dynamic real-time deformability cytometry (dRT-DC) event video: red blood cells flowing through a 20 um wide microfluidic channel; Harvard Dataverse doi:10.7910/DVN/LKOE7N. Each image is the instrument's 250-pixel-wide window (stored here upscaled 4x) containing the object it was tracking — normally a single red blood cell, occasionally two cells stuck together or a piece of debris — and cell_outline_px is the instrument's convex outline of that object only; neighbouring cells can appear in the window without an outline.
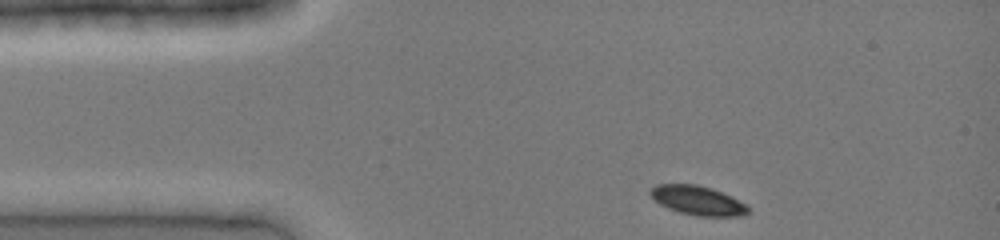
{"species": "common noctule bat (a hibernating species)", "species_latin": "Nyctalus noctula", "temperature_condition": "cold", "stored_images_in_passage": 32, "camera_frame_rate_fps": 3000, "um_per_image_px": 0.085, "animal": {"sex": "female", "body_mass_g": 19.0, "forearm_length_mm": 51.5}, "frame": {"image": 1, "passage_image": 1, "time_ms": 0.0, "image_size_px": [1000, 240], "cell_outline_px": [[748, 212], [744, 216], [696, 216], [680, 212], [668, 208], [660, 204], [648, 192], [656, 184], [696, 184], [712, 188], [748, 204]], "centroid_in_image_um": [59.33, 17.04], "position_along_channel_um": 25.7, "area_um2": 16.59}}
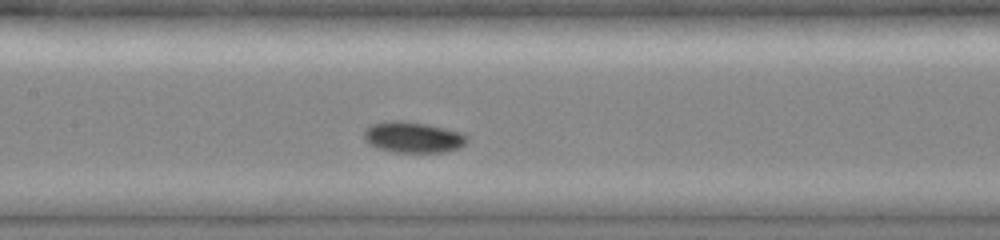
{"frame": {"image": 2, "passage_image": 14, "time_ms": 4.333, "image_size_px": [1000, 240], "cell_outline_px": [[468, 140], [460, 148], [444, 152], [396, 152], [380, 148], [368, 144], [364, 140], [364, 132], [372, 124], [384, 120], [400, 120], [424, 124], [464, 132], [468, 136]], "centroid_in_image_um": [35.13, 11.66], "position_along_channel_um": 172.3, "area_um2": 18.61}}
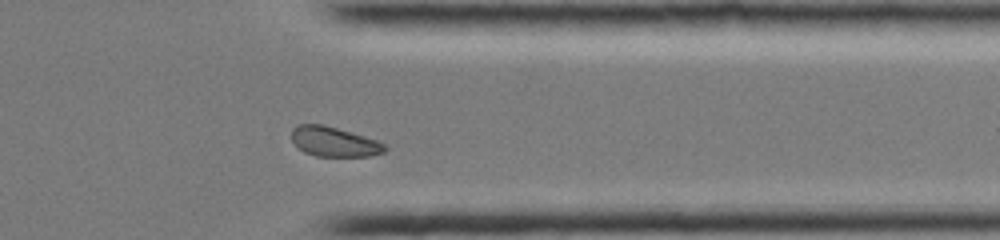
{"frame": {"image": 3, "passage_image": 28, "time_ms": 9.0, "image_size_px": [1000, 240], "cell_outline_px": [[388, 148], [384, 152], [368, 156], [316, 156], [304, 152], [292, 140], [292, 128], [296, 124], [324, 124], [364, 136], [376, 140], [384, 144]], "centroid_in_image_um": [28.38, 12.04], "position_along_channel_um": 383.0, "area_um2": 16.07}}